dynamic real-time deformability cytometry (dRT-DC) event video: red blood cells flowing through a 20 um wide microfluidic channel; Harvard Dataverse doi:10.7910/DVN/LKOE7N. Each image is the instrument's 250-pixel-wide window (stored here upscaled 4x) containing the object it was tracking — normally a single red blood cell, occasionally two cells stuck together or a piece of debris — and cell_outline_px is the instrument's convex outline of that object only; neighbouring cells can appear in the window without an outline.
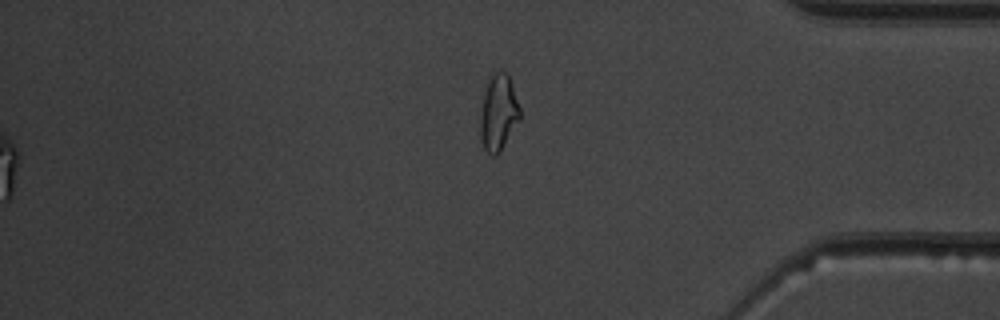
{"species": "common noctule bat (a hibernating species)", "species_latin": "Nyctalus noctula", "temperature_condition": "warm", "stored_images_in_passage": 53, "segment_of_instrument_passage": [2, 2], "camera_frame_rate_fps": 3000, "um_per_image_px": 0.085, "animal": {"sex": "male", "body_mass_g": 19.5, "forearm_length_mm": 54.6}, "frame": {"image": 1, "passage_image": 53, "time_ms": 17.333, "image_size_px": [1000, 320], "cell_outline_px": [[520, 120], [500, 152], [496, 156], [492, 156], [484, 148], [480, 136], [480, 116], [484, 92], [488, 76], [492, 68], [500, 68], [508, 76], [512, 84], [520, 108]], "centroid_in_image_um": [42.35, 9.51], "position_along_channel_um": 392.8, "area_um2": 18.03}}